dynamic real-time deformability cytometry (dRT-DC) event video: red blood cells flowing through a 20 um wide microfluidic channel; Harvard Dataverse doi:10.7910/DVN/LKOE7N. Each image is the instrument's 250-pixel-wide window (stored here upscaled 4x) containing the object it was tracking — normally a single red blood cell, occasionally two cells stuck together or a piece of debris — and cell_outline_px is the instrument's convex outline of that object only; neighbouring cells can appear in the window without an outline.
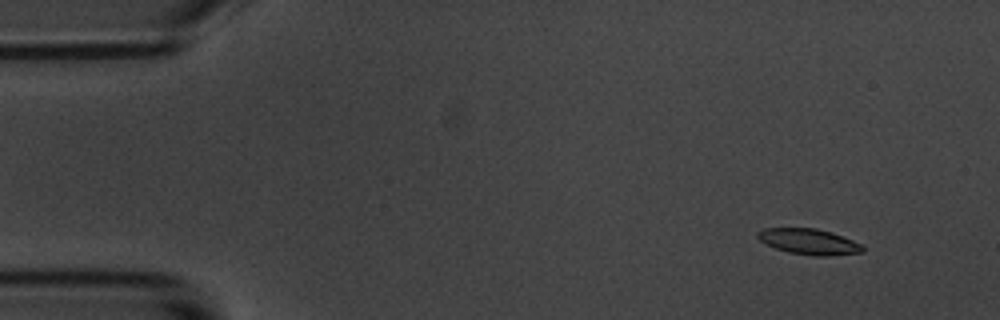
{"species": "common noctule bat (a hibernating species)", "species_latin": "Nyctalus noctula", "temperature_condition": "room temperature", "stored_images_in_passage": 55, "camera_frame_rate_fps": 3000, "um_per_image_px": 0.085, "animal": {"sex": "male", "body_mass_g": 20.1, "forearm_length_mm": 53.5}, "frame": {"image": 1, "passage_image": 4, "time_ms": 1.0, "image_size_px": [1000, 320], "cell_outline_px": [[864, 252], [828, 256], [816, 256], [788, 252], [764, 244], [756, 236], [756, 232], [764, 228], [816, 228], [832, 232], [852, 240], [860, 244], [864, 248]], "centroid_in_image_um": [68.73, 20.53], "position_along_channel_um": 16.3, "area_um2": 15.78}}
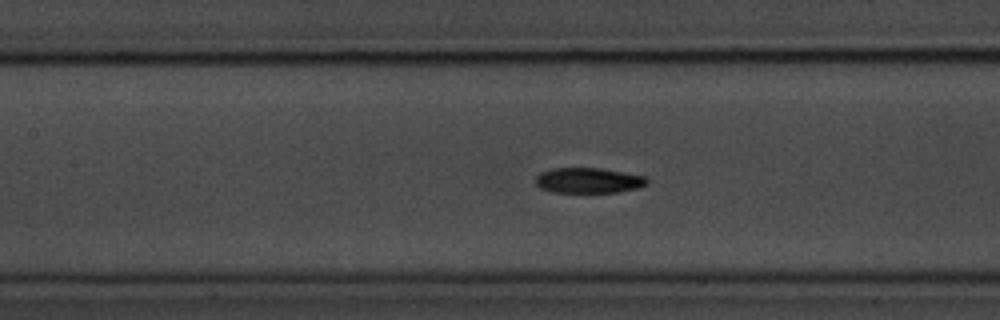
{"frame": {"image": 2, "passage_image": 24, "time_ms": 7.667, "image_size_px": [1000, 320], "cell_outline_px": [[648, 184], [636, 188], [616, 192], [552, 192], [540, 188], [536, 184], [536, 176], [540, 172], [552, 168], [600, 168], [644, 176], [648, 180]], "centroid_in_image_um": [49.98, 15.33], "position_along_channel_um": 157.4, "area_um2": 16.36}}
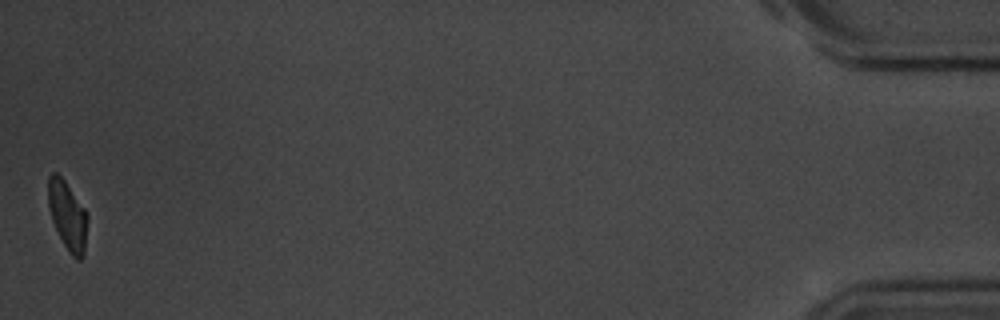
{"frame": {"image": 3, "passage_image": 55, "time_ms": 18.0, "image_size_px": [1000, 320], "cell_outline_px": [[88, 220], [84, 256], [80, 260], [76, 260], [68, 252], [52, 220], [48, 204], [48, 176], [52, 172], [56, 172], [64, 180], [84, 208], [88, 216]], "centroid_in_image_um": [5.75, 18.34], "position_along_channel_um": 429.4, "area_um2": 15.72}, "authors_computed_cell_mechanics": {"area_um2": 16.7042, "velocity_mm_per_s": 3.5529, "shape_relaxation_time_tau1_ms": 4.2147, "shape_relaxation_time_tau2_ms": 11.3209, "deformation_change_tau1": 0.1479, "deformation_change_tau2": 0.1819}}